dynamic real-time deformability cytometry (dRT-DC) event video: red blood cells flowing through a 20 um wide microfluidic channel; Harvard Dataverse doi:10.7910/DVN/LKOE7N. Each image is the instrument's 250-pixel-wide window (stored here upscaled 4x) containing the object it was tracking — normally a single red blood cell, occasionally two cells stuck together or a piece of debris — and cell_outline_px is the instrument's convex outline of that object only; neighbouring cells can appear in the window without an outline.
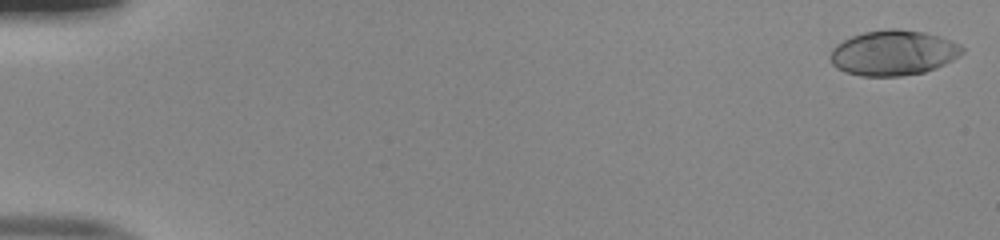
{"species": "human", "species_latin": "Homo sapiens", "temperature_condition": "room temperature", "stored_images_in_passage": 52, "camera_frame_rate_fps": 3000, "um_per_image_px": 0.085, "donor": {"sex": "male"}, "frame": {"image": 1, "passage_image": 1, "time_ms": 0.0, "image_size_px": [1000, 240], "cell_outline_px": [[964, 52], [952, 60], [936, 68], [924, 72], [900, 76], [860, 76], [844, 72], [836, 68], [832, 64], [828, 56], [832, 48], [836, 44], [852, 36], [864, 32], [888, 28], [900, 28], [924, 32], [940, 36], [952, 40], [960, 44], [964, 48]], "centroid_in_image_um": [75.91, 4.49], "position_along_channel_um": 9.1, "area_um2": 35.14}}
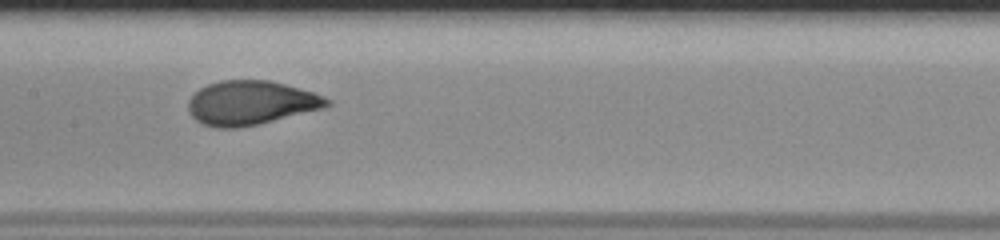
{"frame": {"image": 2, "passage_image": 27, "time_ms": 8.667, "image_size_px": [1000, 240], "cell_outline_px": [[332, 104], [324, 108], [260, 124], [236, 128], [216, 128], [204, 124], [196, 120], [188, 112], [188, 100], [200, 88], [208, 84], [220, 80], [268, 80], [284, 84], [312, 92], [324, 96], [332, 100]], "centroid_in_image_um": [21.33, 8.75], "position_along_channel_um": 186.1, "area_um2": 35.72}}
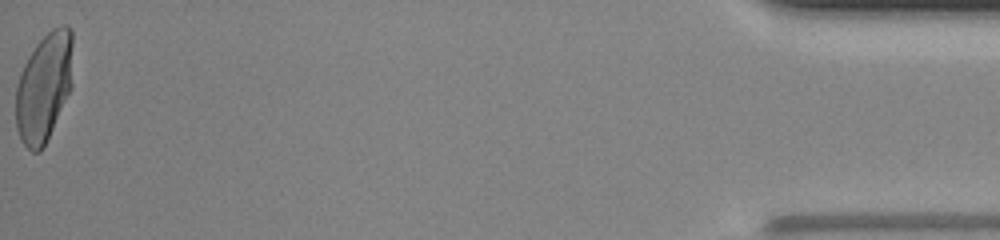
{"frame": {"image": 3, "passage_image": 52, "time_ms": 17.0, "image_size_px": [1000, 240], "cell_outline_px": [[72, 88], [44, 148], [40, 152], [32, 152], [20, 140], [16, 128], [16, 88], [20, 72], [28, 56], [36, 44], [52, 28], [60, 24], [68, 24], [72, 32]], "centroid_in_image_um": [3.75, 7.42], "position_along_channel_um": 431.4, "area_um2": 36.76}, "authors_computed_cell_mechanics": {"area_um2": 35.2291, "velocity_mm_per_s": 4.0164, "shape_relaxation_time_tau1_ms": 4.2156, "shape_relaxation_time_tau2_ms": null, "deformation_change_tau1": 0.2118, "deformation_change_tau2": null}}